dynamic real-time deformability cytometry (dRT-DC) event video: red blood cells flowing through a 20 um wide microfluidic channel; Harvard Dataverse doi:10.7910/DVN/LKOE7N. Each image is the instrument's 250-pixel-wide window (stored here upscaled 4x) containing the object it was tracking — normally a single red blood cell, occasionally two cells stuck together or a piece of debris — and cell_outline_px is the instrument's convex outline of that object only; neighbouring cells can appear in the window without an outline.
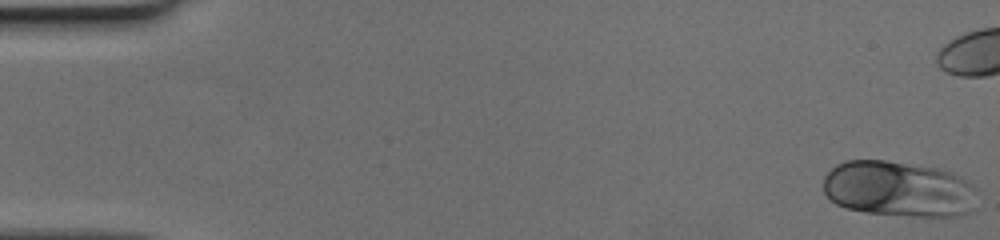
{"species": "human", "species_latin": "Homo sapiens", "temperature_condition": "cold", "stored_images_in_passage": 37, "camera_frame_rate_fps": 3000, "um_per_image_px": 0.085, "donor": {"sex": "female"}, "frame": {"image": 1, "passage_image": 1, "time_ms": 0.0, "image_size_px": [1000, 240], "cell_outline_px": [[976, 188], [972, 208], [968, 212], [960, 216], [912, 216], [864, 212], [848, 208], [836, 204], [824, 192], [824, 176], [836, 164], [844, 160], [884, 160], [936, 168], [952, 172], [968, 180]], "centroid_in_image_um": [76.37, 16.06], "position_along_channel_um": 8.6, "area_um2": 50.0}}
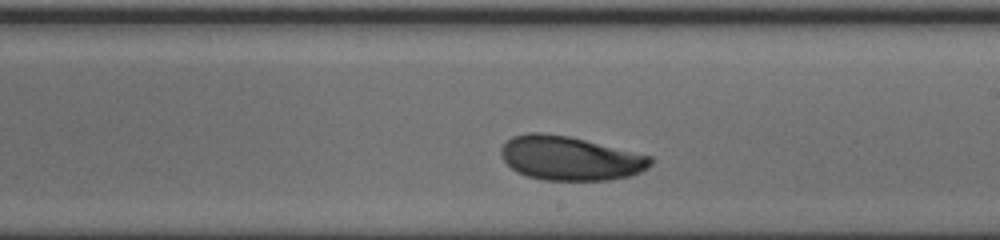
{"frame": {"image": 2, "passage_image": 26, "time_ms": 8.333, "image_size_px": [1000, 240], "cell_outline_px": [[652, 164], [648, 168], [640, 172], [628, 176], [608, 180], [540, 180], [516, 172], [500, 156], [500, 148], [512, 136], [528, 132], [540, 132], [568, 136], [652, 156]], "centroid_in_image_um": [48.43, 13.45], "position_along_channel_um": 240.6, "area_um2": 38.38}}
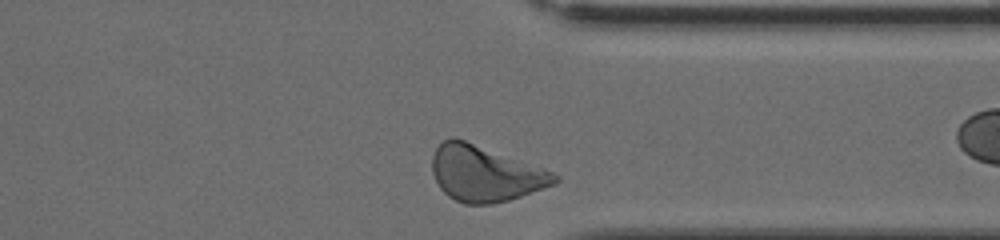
{"frame": {"image": 3, "passage_image": 36, "time_ms": 11.667, "image_size_px": [1000, 240], "cell_outline_px": [[560, 180], [544, 188], [508, 200], [492, 204], [464, 204], [448, 196], [440, 188], [432, 172], [432, 156], [436, 148], [444, 140], [452, 136], [456, 136], [544, 168], [560, 176]], "centroid_in_image_um": [41.21, 14.73], "position_along_channel_um": 370.2, "area_um2": 39.82}}